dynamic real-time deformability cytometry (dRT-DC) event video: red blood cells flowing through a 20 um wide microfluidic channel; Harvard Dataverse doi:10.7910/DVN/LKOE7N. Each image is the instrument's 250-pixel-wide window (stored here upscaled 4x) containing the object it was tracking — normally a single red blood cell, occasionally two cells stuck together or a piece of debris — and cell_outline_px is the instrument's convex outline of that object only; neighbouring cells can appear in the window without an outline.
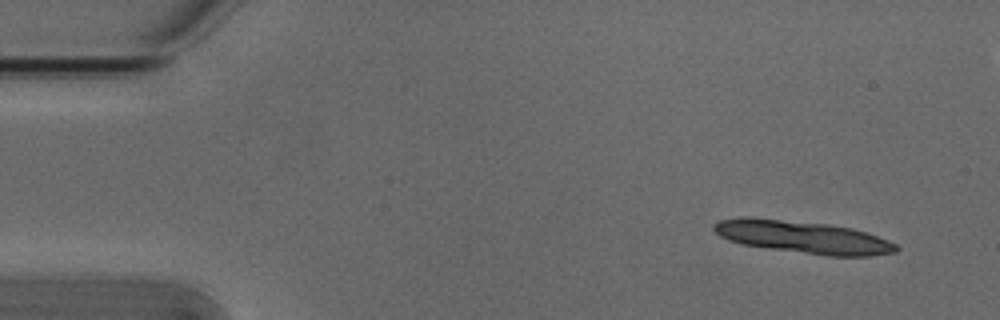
{"species": "Egyptian fruit bat (a non-hibernating species)", "species_latin": "Rousettus aegyptiacus", "temperature_condition": "cold", "stored_images_in_passage": 6, "camera_frame_rate_fps": 3000, "um_per_image_px": 0.085, "animal": {"sex": "male"}, "frame": {"image": 1, "passage_image": 1, "time_ms": 0.0, "image_size_px": [1000, 320], "cell_outline_px": [[900, 248], [896, 252], [872, 256], [824, 256], [768, 248], [744, 244], [728, 240], [720, 236], [712, 228], [712, 224], [720, 220], [740, 216], [752, 216], [828, 224], [852, 228], [888, 240], [896, 244]], "centroid_in_image_um": [68.22, 20.14], "position_along_channel_um": 16.8, "area_um2": 34.8}}
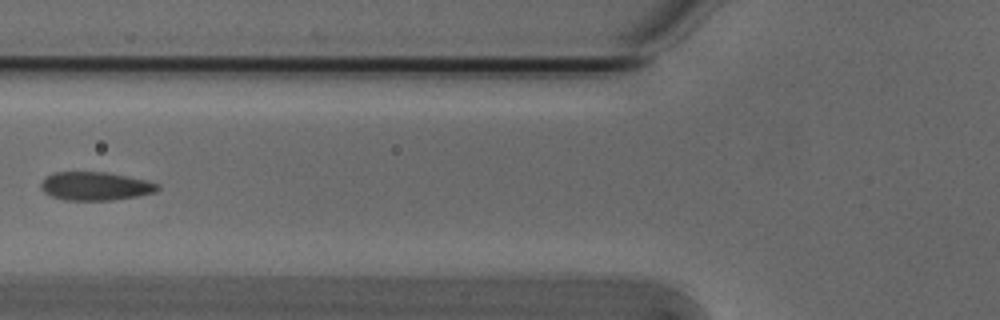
{"frame": {"image": 2, "passage_image": 5, "time_ms": 1.333, "image_size_px": [1000, 320], "cell_outline_px": [[160, 188], [156, 192], [136, 196], [112, 200], [64, 200], [52, 196], [44, 192], [40, 188], [40, 184], [44, 176], [52, 172], [108, 172], [148, 180], [160, 184]], "centroid_in_image_um": [8.1, 15.81], "position_along_channel_um": 117.7, "area_um2": 19.59}}